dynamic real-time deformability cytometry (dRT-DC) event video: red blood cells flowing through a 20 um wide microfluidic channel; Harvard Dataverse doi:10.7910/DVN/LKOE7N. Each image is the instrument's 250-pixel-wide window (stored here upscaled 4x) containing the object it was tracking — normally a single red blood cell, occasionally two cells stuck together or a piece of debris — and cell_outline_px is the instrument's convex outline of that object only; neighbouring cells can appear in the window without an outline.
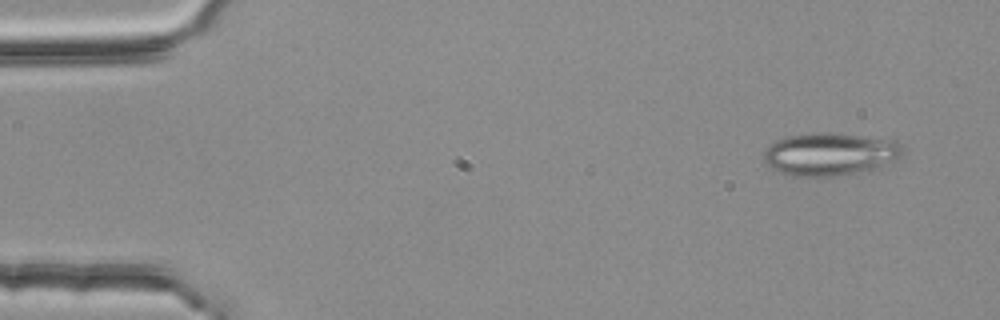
{"species": "common noctule bat (a hibernating species)", "species_latin": "Nyctalus noctula", "temperature_condition": "room temperature", "stored_images_in_passage": 5, "camera_frame_rate_fps": 3000, "um_per_image_px": 0.085, "animal": {"sex": "female", "body_mass_g": 25.1}, "frame": {"image": 1, "passage_image": 2, "time_ms": 0.333, "image_size_px": [1000, 320], "cell_outline_px": [[904, 152], [896, 160], [880, 168], [832, 176], [792, 176], [780, 172], [772, 168], [764, 160], [764, 152], [776, 140], [788, 136], [816, 132], [824, 132], [896, 140], [904, 144]], "centroid_in_image_um": [70.61, 13.1], "position_along_channel_um": 14.4, "area_um2": 34.56}}
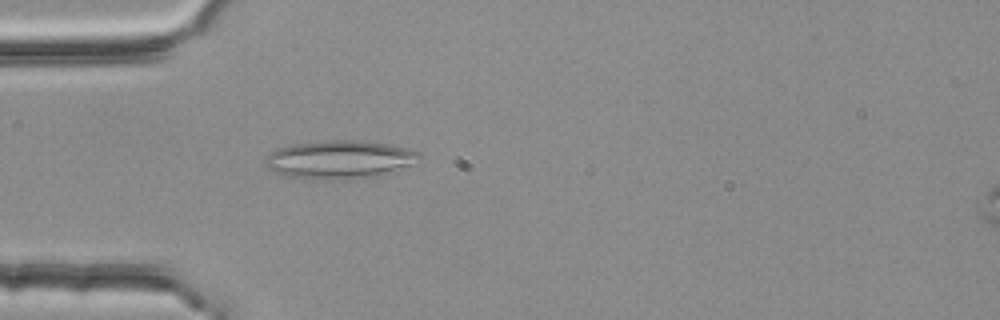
{"frame": {"image": 2, "passage_image": 5, "time_ms": 1.333, "image_size_px": [1000, 320], "cell_outline_px": [[420, 156], [408, 164], [380, 176], [348, 180], [320, 180], [288, 176], [276, 172], [268, 168], [264, 164], [264, 156], [280, 148], [292, 144], [332, 140], [356, 140], [384, 144], [408, 148], [420, 152]], "centroid_in_image_um": [28.79, 13.58], "position_along_channel_um": 56.2, "area_um2": 34.1}}